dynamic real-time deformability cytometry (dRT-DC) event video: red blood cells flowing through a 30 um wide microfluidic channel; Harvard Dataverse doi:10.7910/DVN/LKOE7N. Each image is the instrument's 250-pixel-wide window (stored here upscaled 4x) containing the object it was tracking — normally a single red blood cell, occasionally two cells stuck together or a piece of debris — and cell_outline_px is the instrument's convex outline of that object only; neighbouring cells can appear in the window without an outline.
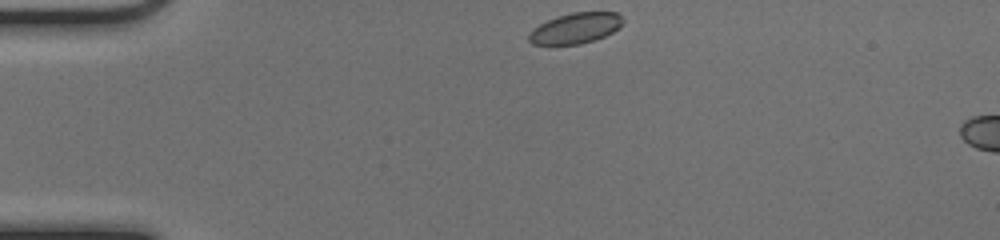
{"species": "common noctule bat (a hibernating species)", "species_latin": "Nyctalus noctula", "temperature_condition": "cold", "stored_images_in_passage": 41, "camera_frame_rate_fps": 3000, "um_per_image_px": 0.085, "animal": {"sex": "female", "body_mass_g": 17.0, "forearm_length_mm": 48.0}, "frame": {"image": 1, "passage_image": 1, "time_ms": 0.0, "image_size_px": [1000, 240], "cell_outline_px": [[624, 20], [620, 28], [604, 36], [580, 44], [532, 44], [528, 40], [528, 36], [540, 24], [556, 16], [572, 12], [616, 12]], "centroid_in_image_um": [48.95, 2.38], "position_along_channel_um": 36.1, "area_um2": 16.53}}
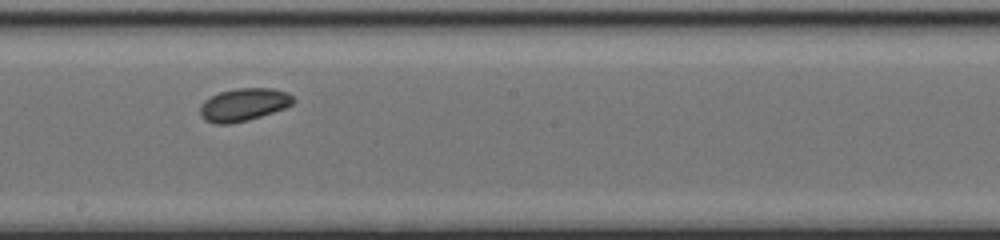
{"frame": {"image": 2, "passage_image": 19, "time_ms": 6.0, "image_size_px": [1000, 240], "cell_outline_px": [[296, 100], [292, 104], [284, 108], [248, 120], [232, 124], [216, 124], [204, 120], [200, 116], [200, 104], [204, 100], [220, 92], [236, 88], [272, 88], [288, 92]], "centroid_in_image_um": [20.69, 8.89], "position_along_channel_um": 227.5, "area_um2": 17.86}}
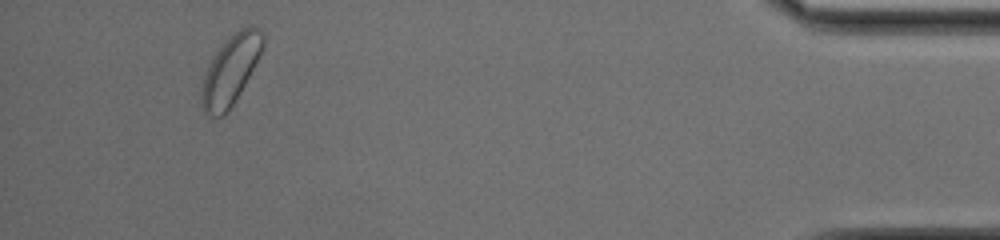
{"frame": {"image": 3, "passage_image": 38, "time_ms": 12.333, "image_size_px": [1000, 240], "cell_outline_px": [[264, 48], [244, 84], [228, 112], [224, 116], [208, 116], [204, 112], [200, 96], [204, 76], [208, 64], [212, 56], [240, 28], [248, 24], [252, 24], [264, 36]], "centroid_in_image_um": [19.59, 5.97], "position_along_channel_um": 415.6, "area_um2": 24.33}, "authors_computed_cell_mechanics": {"area_um2": 17.8602, "velocity_mm_per_s": 3.9968, "shape_relaxation_time_tau1_ms": 1.2408, "shape_relaxation_time_tau2_ms": null, "deformation_change_tau1": 0.0392, "deformation_change_tau2": null}}